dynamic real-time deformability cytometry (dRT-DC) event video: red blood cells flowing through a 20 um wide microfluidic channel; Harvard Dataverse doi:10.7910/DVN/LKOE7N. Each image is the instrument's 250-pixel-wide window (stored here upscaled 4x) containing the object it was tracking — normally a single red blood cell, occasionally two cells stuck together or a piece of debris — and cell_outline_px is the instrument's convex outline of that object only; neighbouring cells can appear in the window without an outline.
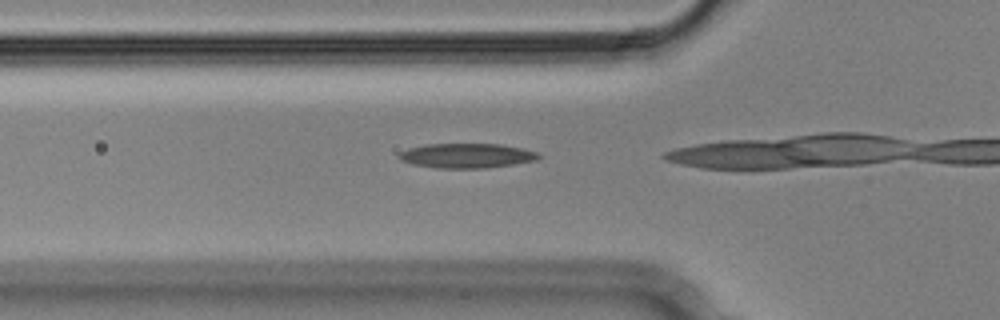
{"species": "Egyptian fruit bat (a non-hibernating species)", "species_latin": "Rousettus aegyptiacus", "temperature_condition": "cold", "stored_images_in_passage": 5, "camera_frame_rate_fps": 3000, "um_per_image_px": 0.085, "animal": {"sex": "male"}, "frame": {"image": 1, "passage_image": 4, "time_ms": 1.0, "image_size_px": [1000, 320], "cell_outline_px": [[540, 160], [484, 168], [436, 168], [412, 164], [400, 160], [396, 156], [400, 152], [408, 148], [424, 144], [500, 144], [524, 148], [536, 152], [540, 156]], "centroid_in_image_um": [39.65, 13.23], "position_along_channel_um": 86.2, "area_um2": 20.17}}